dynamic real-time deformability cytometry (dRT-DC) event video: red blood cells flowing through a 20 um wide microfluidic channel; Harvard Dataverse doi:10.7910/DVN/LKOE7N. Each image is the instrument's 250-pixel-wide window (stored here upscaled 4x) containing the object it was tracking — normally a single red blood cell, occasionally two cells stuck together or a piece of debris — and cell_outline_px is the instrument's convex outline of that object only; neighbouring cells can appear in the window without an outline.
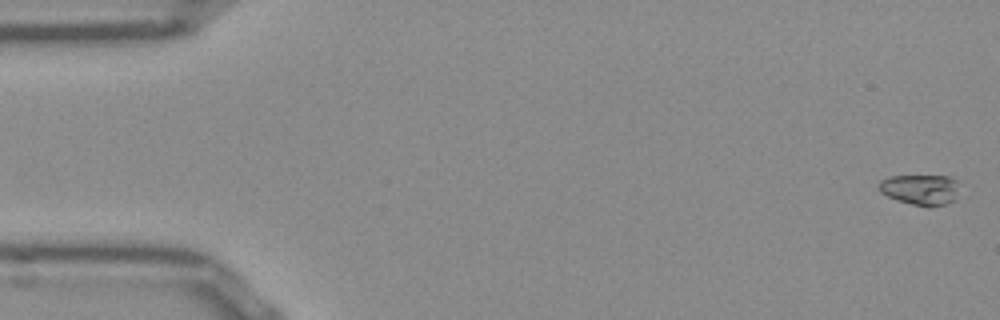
{"species": "Egyptian fruit bat (a non-hibernating species)", "species_latin": "Rousettus aegyptiacus", "temperature_condition": "room temperature", "stored_images_in_passage": 53, "camera_frame_rate_fps": 3000, "um_per_image_px": 0.085, "frame": {"image": 1, "passage_image": 2, "time_ms": 0.333, "image_size_px": [1000, 320], "cell_outline_px": [[956, 180], [952, 200], [944, 204], [928, 208], [912, 204], [888, 196], [880, 192], [880, 180], [892, 176], [948, 176]], "centroid_in_image_um": [78.17, 16.11], "position_along_channel_um": 6.8, "area_um2": 13.76}}
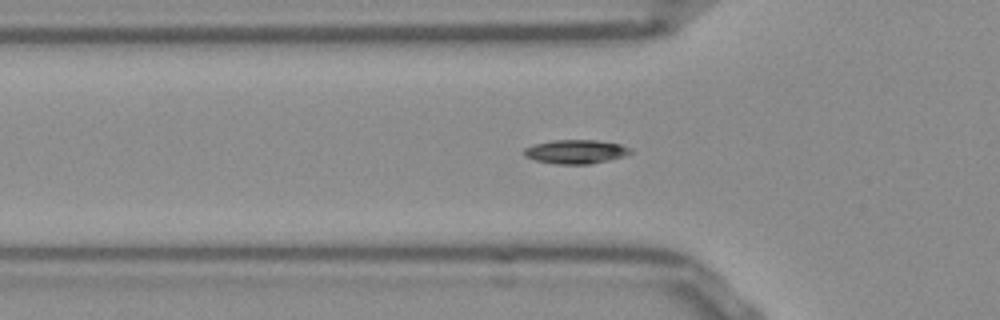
{"frame": {"image": 2, "passage_image": 18, "time_ms": 5.667, "image_size_px": [1000, 320], "cell_outline_px": [[632, 152], [624, 156], [608, 160], [588, 164], [556, 164], [536, 160], [524, 156], [524, 148], [532, 144], [552, 140], [596, 140], [620, 144], [632, 148]], "centroid_in_image_um": [48.93, 12.88], "position_along_channel_um": 76.9, "area_um2": 14.85}}
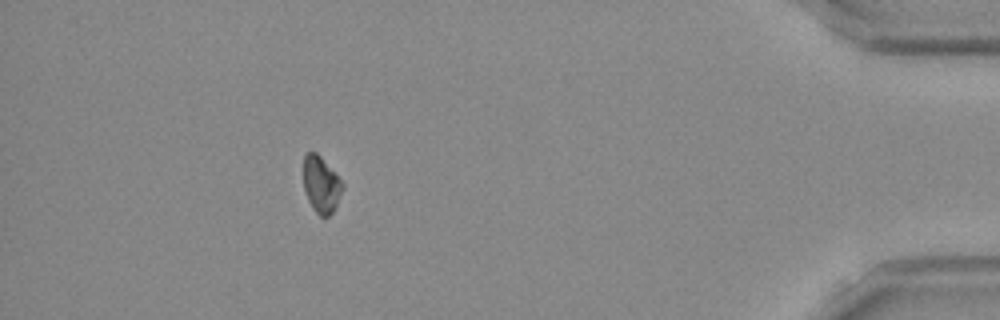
{"frame": {"image": 3, "passage_image": 48, "time_ms": 15.667, "image_size_px": [1000, 320], "cell_outline_px": [[344, 188], [332, 212], [328, 216], [320, 216], [312, 208], [308, 200], [304, 188], [304, 156], [308, 152], [316, 152], [320, 156], [344, 184]], "centroid_in_image_um": [27.29, 15.69], "position_along_channel_um": 407.9, "area_um2": 12.6}, "authors_computed_cell_mechanics": {"area_um2": 13.7564, "velocity_mm_per_s": 3.8831, "shape_relaxation_time_tau1_ms": 8.0098, "shape_relaxation_time_tau2_ms": 2.3662, "deformation_change_tau1": 0.1212, "deformation_change_tau2": 0.0311}}